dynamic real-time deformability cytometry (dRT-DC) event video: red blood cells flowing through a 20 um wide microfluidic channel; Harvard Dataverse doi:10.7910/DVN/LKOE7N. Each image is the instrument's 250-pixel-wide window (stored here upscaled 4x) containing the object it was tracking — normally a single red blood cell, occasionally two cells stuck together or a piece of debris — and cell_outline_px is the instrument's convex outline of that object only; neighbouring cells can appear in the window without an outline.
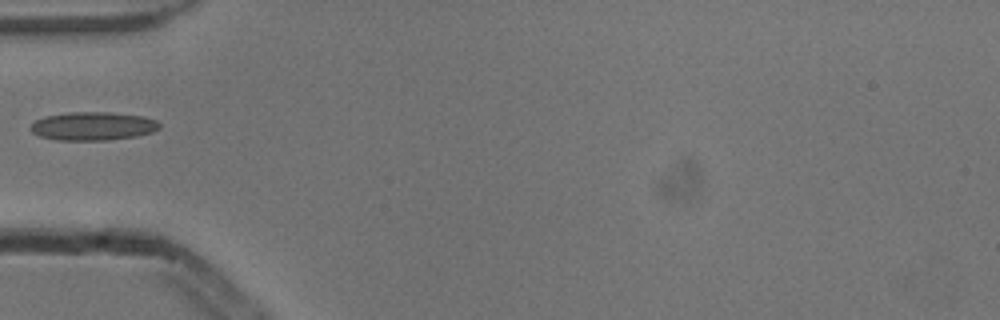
{"species": "common noctule bat (a hibernating species)", "species_latin": "Nyctalus noctula", "temperature_condition": "cold", "stored_images_in_passage": 2, "camera_frame_rate_fps": 3000, "um_per_image_px": 0.085, "animal": {"sex": "male", "body_mass_g": 13.3}, "frame": {"image": 1, "passage_image": 1, "time_ms": 0.0, "image_size_px": [1000, 320], "cell_outline_px": [[160, 128], [152, 132], [136, 136], [108, 140], [56, 140], [40, 136], [32, 132], [28, 128], [36, 120], [44, 116], [68, 112], [108, 112], [144, 116], [156, 120], [160, 124]], "centroid_in_image_um": [7.89, 10.72], "position_along_channel_um": 77.1, "area_um2": 21.44}}
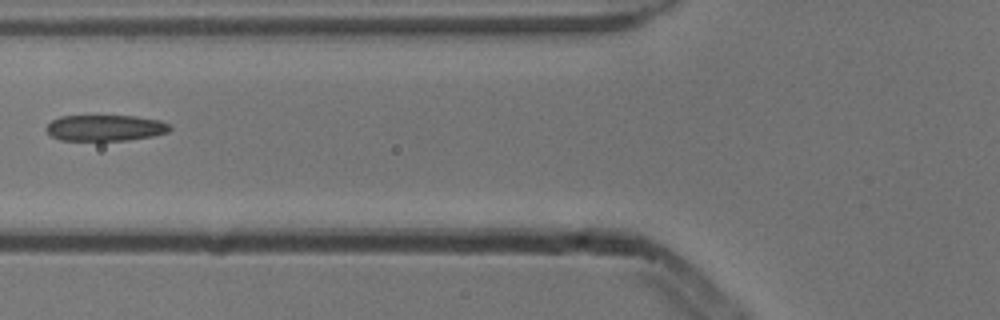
{"frame": {"image": 2, "passage_image": 2, "time_ms": 0.333, "image_size_px": [1000, 320], "cell_outline_px": [[172, 128], [168, 132], [152, 136], [128, 140], [60, 140], [52, 136], [44, 128], [52, 120], [60, 116], [136, 116], [160, 120], [172, 124]], "centroid_in_image_um": [8.98, 10.86], "position_along_channel_um": 116.8, "area_um2": 18.84}}